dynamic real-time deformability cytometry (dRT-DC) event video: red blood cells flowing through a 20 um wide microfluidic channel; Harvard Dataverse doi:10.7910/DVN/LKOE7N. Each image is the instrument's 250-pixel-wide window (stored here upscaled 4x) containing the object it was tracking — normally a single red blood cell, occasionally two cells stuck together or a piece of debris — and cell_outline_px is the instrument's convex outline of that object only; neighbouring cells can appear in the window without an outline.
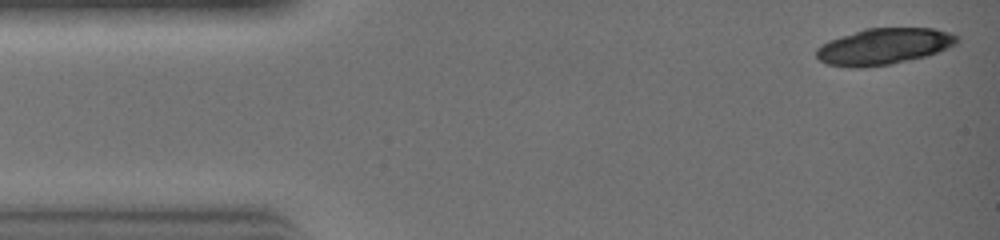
{"species": "common noctule bat (a hibernating species)", "species_latin": "Nyctalus noctula", "temperature_condition": "warm", "stored_images_in_passage": 8, "camera_frame_rate_fps": 3000, "um_per_image_px": 0.085, "animal": {"sex": "female", "body_mass_g": 19.0, "forearm_length_mm": 51.5}, "frame": {"image": 1, "passage_image": 1, "time_ms": 0.0, "image_size_px": [1000, 240], "cell_outline_px": [[956, 44], [936, 52], [924, 56], [888, 64], [828, 64], [820, 60], [816, 56], [816, 48], [828, 40], [864, 28], [932, 28], [948, 32], [956, 36]], "centroid_in_image_um": [75.12, 3.88], "position_along_channel_um": 9.9, "area_um2": 28.38}}